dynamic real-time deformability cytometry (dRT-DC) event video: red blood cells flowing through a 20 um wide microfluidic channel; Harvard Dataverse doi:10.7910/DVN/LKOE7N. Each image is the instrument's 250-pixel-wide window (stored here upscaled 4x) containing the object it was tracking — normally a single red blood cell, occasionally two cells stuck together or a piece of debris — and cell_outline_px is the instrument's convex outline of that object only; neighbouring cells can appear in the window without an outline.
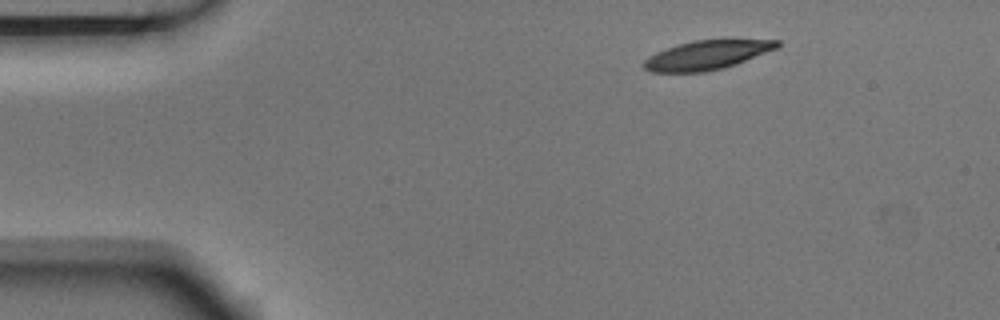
{"species": "Egyptian fruit bat (a non-hibernating species)", "species_latin": "Rousettus aegyptiacus", "temperature_condition": "room temperature", "stored_images_in_passage": 3, "camera_frame_rate_fps": 3000, "um_per_image_px": 0.085, "animal": {"sex": "male"}, "frame": {"image": 1, "passage_image": 1, "time_ms": 0.0, "image_size_px": [1000, 320], "cell_outline_px": [[780, 44], [776, 48], [736, 64], [724, 68], [704, 72], [648, 72], [644, 68], [644, 60], [648, 56], [656, 52], [680, 44], [696, 40], [780, 40]], "centroid_in_image_um": [60.05, 4.69], "position_along_channel_um": 24.9, "area_um2": 22.25}}